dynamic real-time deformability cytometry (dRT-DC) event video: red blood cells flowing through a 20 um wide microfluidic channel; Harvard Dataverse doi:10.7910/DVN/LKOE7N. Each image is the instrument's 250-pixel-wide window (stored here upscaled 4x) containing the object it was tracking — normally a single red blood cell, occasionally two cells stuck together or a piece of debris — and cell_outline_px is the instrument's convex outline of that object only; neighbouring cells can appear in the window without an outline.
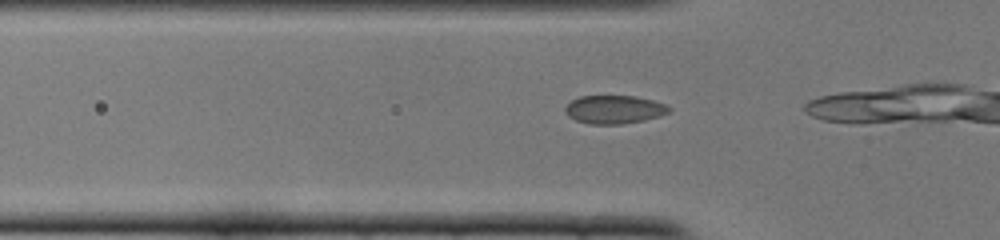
{"species": "common noctule bat (a hibernating species)", "species_latin": "Nyctalus noctula", "temperature_condition": "cold", "stored_images_in_passage": 12, "camera_frame_rate_fps": 3000, "um_per_image_px": 0.085, "animal": {"sex": "female", "body_mass_g": 22.0, "forearm_length_mm": 56.7}, "frame": {"image": 1, "passage_image": 9, "time_ms": 2.667, "image_size_px": [1000, 240], "cell_outline_px": [[672, 108], [668, 112], [660, 116], [644, 120], [620, 124], [588, 124], [576, 120], [568, 116], [564, 112], [564, 108], [572, 100], [580, 96], [636, 96], [652, 100], [664, 104]], "centroid_in_image_um": [52.19, 9.31], "position_along_channel_um": 73.6, "area_um2": 17.11}}